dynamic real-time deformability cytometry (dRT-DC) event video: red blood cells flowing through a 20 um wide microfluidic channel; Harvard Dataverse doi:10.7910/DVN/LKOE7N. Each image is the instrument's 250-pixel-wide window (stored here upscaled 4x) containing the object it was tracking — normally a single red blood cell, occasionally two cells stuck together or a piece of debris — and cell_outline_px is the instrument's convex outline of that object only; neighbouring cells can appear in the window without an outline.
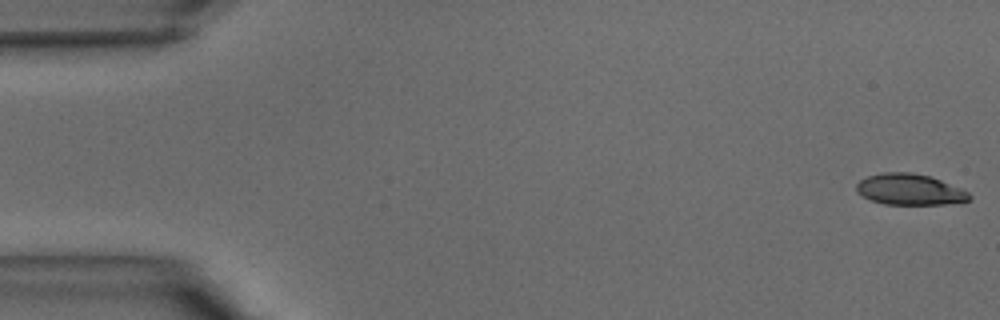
{"species": "common noctule bat (a hibernating species)", "species_latin": "Nyctalus noctula", "temperature_condition": "warm", "stored_images_in_passage": 24, "camera_frame_rate_fps": 3000, "um_per_image_px": 0.085, "animal": {"sex": "male", "body_mass_g": 15.6}, "frame": {"image": 1, "passage_image": 1, "time_ms": 0.0, "image_size_px": [1000, 320], "cell_outline_px": [[972, 196], [968, 200], [944, 204], [884, 204], [872, 200], [856, 192], [856, 184], [860, 180], [868, 176], [884, 172], [912, 172], [928, 176], [940, 180], [960, 188], [968, 192]], "centroid_in_image_um": [77.3, 16.1], "position_along_channel_um": 7.7, "area_um2": 20.17}}
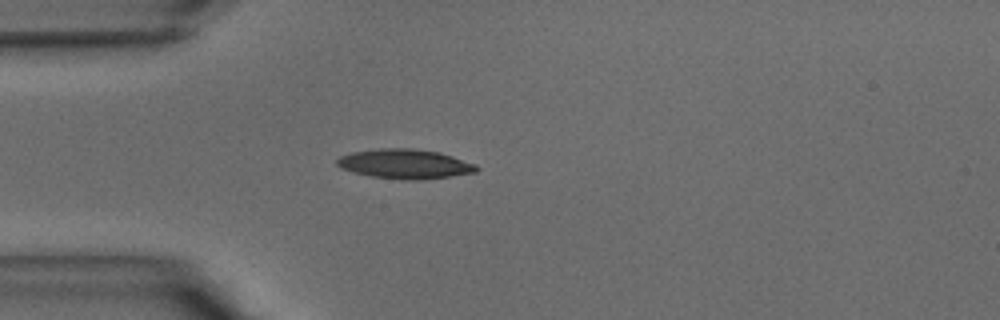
{"frame": {"image": 2, "passage_image": 11, "time_ms": 3.333, "image_size_px": [1000, 320], "cell_outline_px": [[480, 168], [476, 172], [420, 180], [408, 180], [372, 176], [352, 172], [340, 168], [336, 164], [336, 160], [340, 156], [352, 152], [376, 148], [412, 148], [440, 152], [476, 164]], "centroid_in_image_um": [34.4, 13.92], "position_along_channel_um": 50.6, "area_um2": 24.04}}
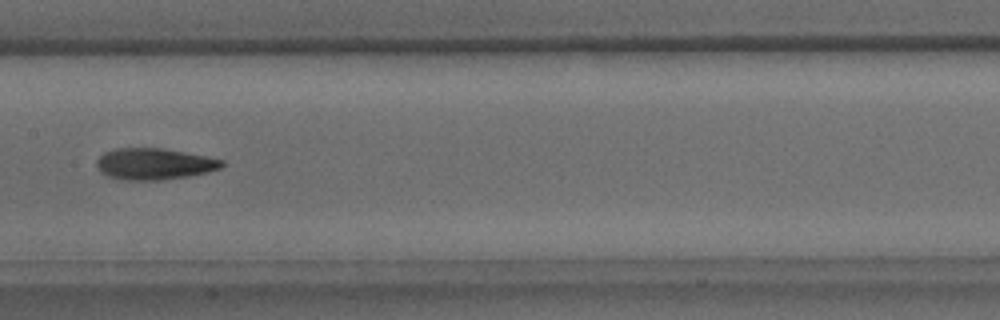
{"frame": {"image": 3, "passage_image": 20, "time_ms": 6.333, "image_size_px": [1000, 320], "cell_outline_px": [[224, 164], [220, 168], [208, 172], [160, 180], [124, 180], [108, 176], [100, 172], [96, 164], [96, 160], [104, 152], [116, 148], [164, 148], [224, 160]], "centroid_in_image_um": [13.07, 13.93], "position_along_channel_um": 194.3, "area_um2": 22.77}}